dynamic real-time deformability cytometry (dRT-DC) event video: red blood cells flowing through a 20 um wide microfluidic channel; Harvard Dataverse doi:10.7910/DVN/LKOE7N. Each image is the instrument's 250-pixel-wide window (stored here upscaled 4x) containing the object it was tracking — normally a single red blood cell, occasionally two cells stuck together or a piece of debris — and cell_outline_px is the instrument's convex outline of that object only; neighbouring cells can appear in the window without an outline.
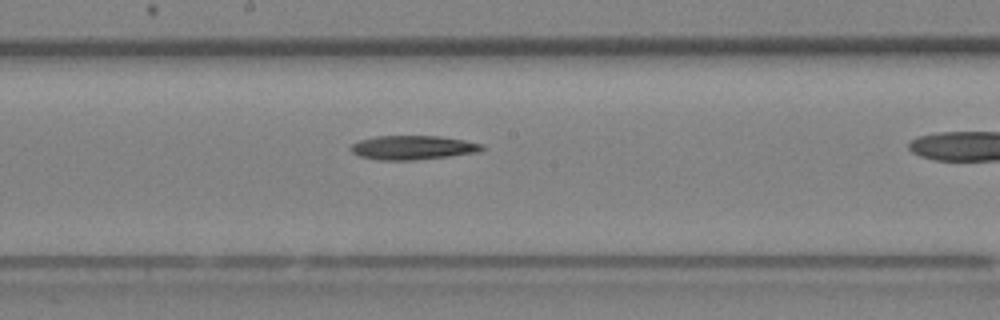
{"species": "Egyptian fruit bat (a non-hibernating species)", "species_latin": "Rousettus aegyptiacus", "temperature_condition": "room temperature", "stored_images_in_passage": 11, "camera_frame_rate_fps": 3000, "um_per_image_px": 0.085, "animal": {"sex": "female"}, "frame": {"image": 1, "passage_image": 8, "time_ms": 2.333, "image_size_px": [1000, 320], "cell_outline_px": [[484, 148], [480, 152], [448, 156], [412, 160], [376, 160], [360, 156], [352, 152], [348, 148], [352, 144], [360, 140], [376, 136], [440, 136], [464, 140], [484, 144]], "centroid_in_image_um": [35.08, 12.54], "position_along_channel_um": 213.1, "area_um2": 18.44}}